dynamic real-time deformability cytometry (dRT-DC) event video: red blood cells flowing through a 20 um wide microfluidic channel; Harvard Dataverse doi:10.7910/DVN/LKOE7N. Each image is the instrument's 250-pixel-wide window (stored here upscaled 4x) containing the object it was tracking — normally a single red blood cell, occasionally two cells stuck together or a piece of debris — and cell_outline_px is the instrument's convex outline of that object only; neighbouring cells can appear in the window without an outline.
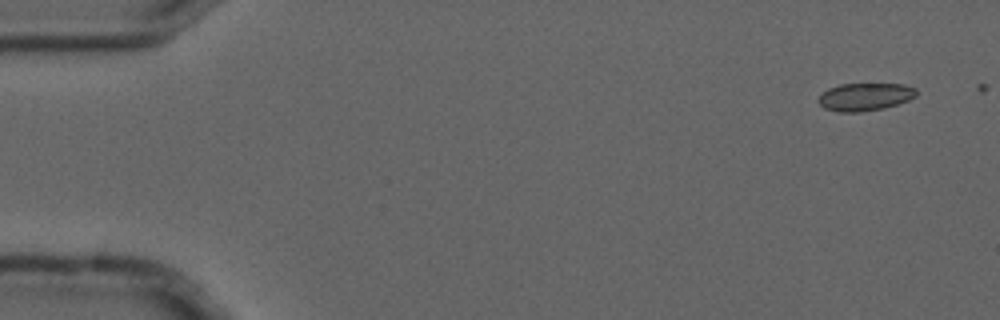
{"species": "common noctule bat (a hibernating species)", "species_latin": "Nyctalus noctula", "temperature_condition": "cold", "stored_images_in_passage": 2, "camera_frame_rate_fps": 3000, "um_per_image_px": 0.085, "animal": {"sex": "male", "forearm_length_mm": 52.5}, "frame": {"image": 1, "passage_image": 1, "time_ms": 0.0, "image_size_px": [1000, 320], "cell_outline_px": [[916, 96], [908, 100], [884, 108], [860, 112], [836, 112], [824, 108], [816, 100], [828, 88], [840, 84], [904, 84], [916, 88]], "centroid_in_image_um": [73.5, 8.23], "position_along_channel_um": 11.5, "area_um2": 15.84}}